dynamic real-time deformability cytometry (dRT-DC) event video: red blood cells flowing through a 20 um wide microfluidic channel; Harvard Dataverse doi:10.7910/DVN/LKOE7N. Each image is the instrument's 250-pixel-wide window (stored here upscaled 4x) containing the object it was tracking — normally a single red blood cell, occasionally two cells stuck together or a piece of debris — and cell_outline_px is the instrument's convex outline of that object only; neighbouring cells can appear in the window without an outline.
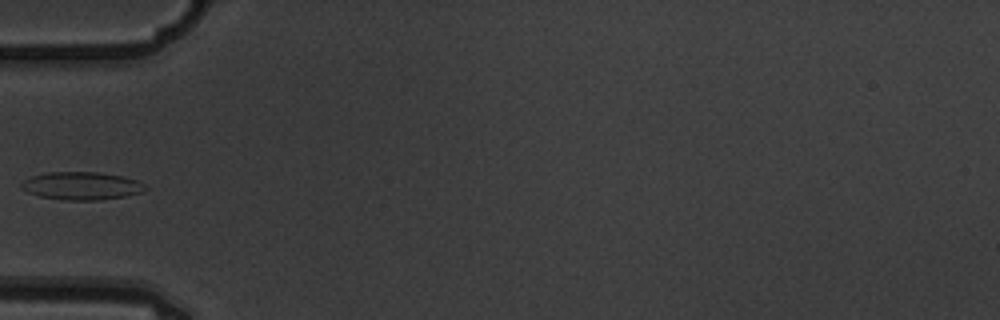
{"species": "common noctule bat (a hibernating species)", "species_latin": "Nyctalus noctula", "temperature_condition": "warm", "stored_images_in_passage": 1, "camera_frame_rate_fps": 3000, "um_per_image_px": 0.085, "animal": {"sex": "male", "body_mass_g": 19.5, "forearm_length_mm": 54.6}, "frame": {"image": 1, "passage_image": 1, "time_ms": 0.0, "image_size_px": [1000, 320], "cell_outline_px": [[148, 188], [144, 192], [124, 196], [96, 200], [64, 200], [40, 196], [28, 192], [20, 188], [20, 184], [28, 176], [48, 172], [100, 172], [124, 176], [136, 180], [144, 184]], "centroid_in_image_um": [6.92, 15.78], "position_along_channel_um": 78.1, "area_um2": 20.29}}